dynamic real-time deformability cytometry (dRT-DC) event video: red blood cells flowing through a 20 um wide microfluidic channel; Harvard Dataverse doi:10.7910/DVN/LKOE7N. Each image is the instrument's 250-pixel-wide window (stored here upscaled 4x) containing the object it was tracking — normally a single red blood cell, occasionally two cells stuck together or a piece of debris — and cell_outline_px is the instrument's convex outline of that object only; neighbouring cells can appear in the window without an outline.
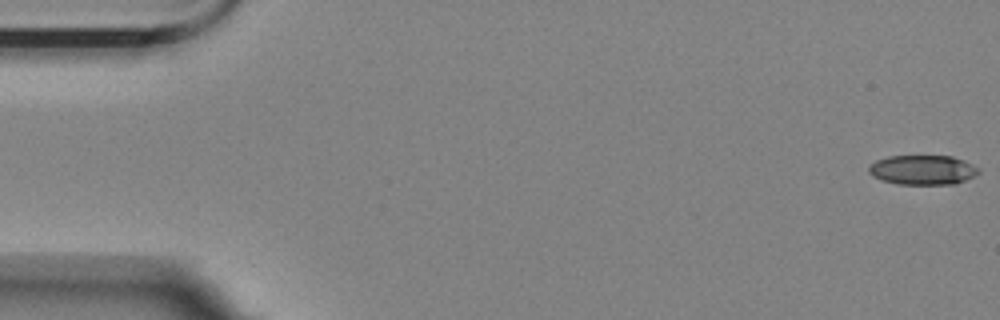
{"species": "Egyptian fruit bat (a non-hibernating species)", "species_latin": "Rousettus aegyptiacus", "temperature_condition": "room temperature", "stored_images_in_passage": 57, "camera_frame_rate_fps": 3000, "um_per_image_px": 0.085, "animal": {"sex": "female"}, "frame": {"image": 1, "passage_image": 1, "time_ms": 0.0, "image_size_px": [1000, 320], "cell_outline_px": [[980, 172], [976, 176], [956, 184], [896, 184], [880, 180], [872, 176], [868, 172], [868, 164], [876, 160], [888, 156], [952, 156], [964, 160], [980, 168]], "centroid_in_image_um": [78.42, 14.44], "position_along_channel_um": 6.6, "area_um2": 19.31}}
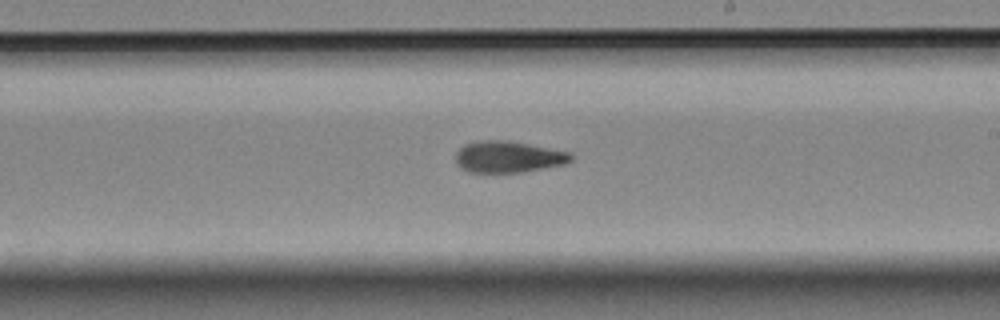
{"frame": {"image": 2, "passage_image": 33, "time_ms": 10.667, "image_size_px": [1000, 320], "cell_outline_px": [[572, 160], [568, 164], [524, 172], [468, 172], [460, 168], [456, 164], [456, 152], [464, 144], [476, 140], [508, 140], [572, 152]], "centroid_in_image_um": [43.22, 13.33], "position_along_channel_um": 245.8, "area_um2": 21.56}}
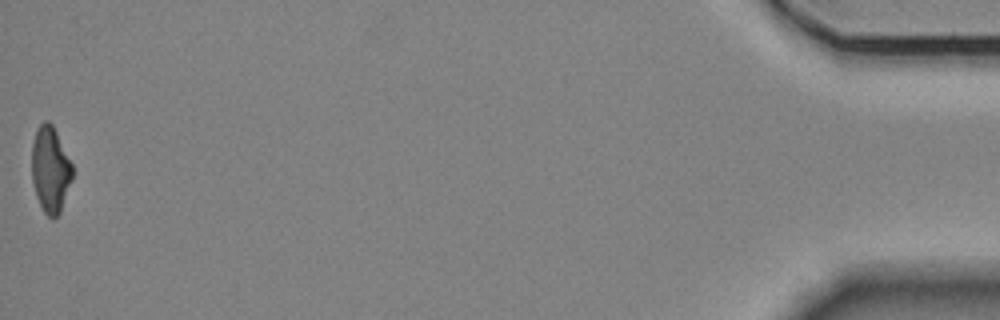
{"frame": {"image": 3, "passage_image": 57, "time_ms": 18.667, "image_size_px": [1000, 320], "cell_outline_px": [[72, 180], [60, 212], [52, 220], [44, 212], [36, 196], [32, 180], [32, 144], [36, 128], [44, 120], [48, 120], [52, 124], [72, 164]], "centroid_in_image_um": [4.27, 14.4], "position_along_channel_um": 430.9, "area_um2": 20.29}, "authors_computed_cell_mechanics": {"area_um2": 20.7502, "velocity_mm_per_s": 3.519, "shape_relaxation_time_tau1_ms": null, "shape_relaxation_time_tau2_ms": 4.4588, "deformation_change_tau1": null, "deformation_change_tau2": 0.1192}}